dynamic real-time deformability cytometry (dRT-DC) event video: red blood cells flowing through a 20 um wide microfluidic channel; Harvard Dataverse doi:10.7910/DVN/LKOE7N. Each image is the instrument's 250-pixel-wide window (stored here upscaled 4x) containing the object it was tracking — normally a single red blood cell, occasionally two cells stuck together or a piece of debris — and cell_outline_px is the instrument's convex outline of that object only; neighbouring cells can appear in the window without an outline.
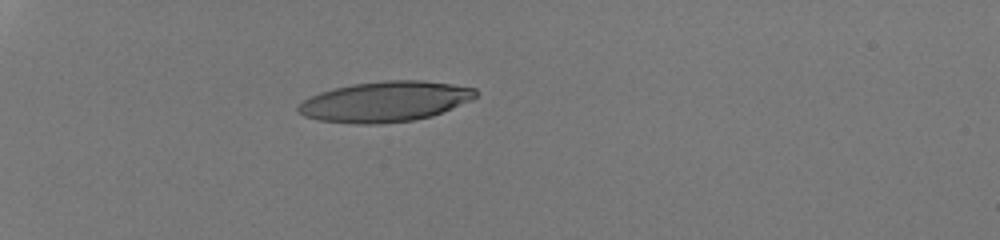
{"species": "human", "species_latin": "Homo sapiens", "temperature_condition": "room temperature", "stored_images_in_passage": 36, "camera_frame_rate_fps": 3000, "um_per_image_px": 0.085, "donor": {"sex": "male"}, "frame": {"image": 1, "passage_image": 1, "time_ms": 0.0, "image_size_px": [1000, 240], "cell_outline_px": [[476, 96], [472, 100], [432, 116], [412, 120], [380, 124], [356, 124], [320, 120], [304, 116], [296, 112], [296, 108], [304, 100], [320, 92], [352, 84], [384, 80], [420, 80], [452, 84], [476, 88]], "centroid_in_image_um": [32.73, 8.63], "position_along_channel_um": 52.3, "area_um2": 41.67}}
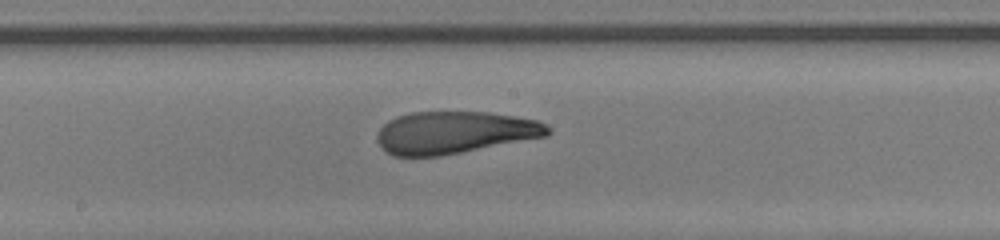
{"frame": {"image": 2, "passage_image": 16, "time_ms": 5.0, "image_size_px": [1000, 240], "cell_outline_px": [[552, 132], [548, 136], [440, 156], [392, 156], [380, 148], [376, 140], [376, 136], [380, 128], [388, 120], [396, 116], [412, 112], [488, 112], [516, 116], [536, 120], [552, 128]], "centroid_in_image_um": [38.62, 11.26], "position_along_channel_um": 209.6, "area_um2": 42.31}}
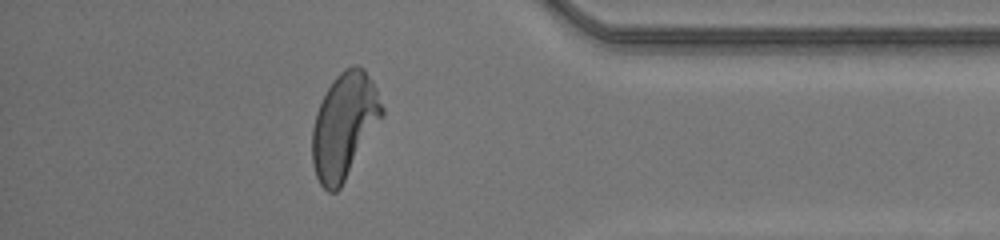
{"frame": {"image": 3, "passage_image": 31, "time_ms": 10.0, "image_size_px": [1000, 240], "cell_outline_px": [[384, 116], [340, 188], [336, 192], [328, 192], [320, 184], [316, 176], [312, 164], [312, 128], [316, 112], [332, 80], [344, 68], [352, 64], [356, 64], [364, 68], [372, 80], [376, 88], [384, 108]], "centroid_in_image_um": [29.27, 10.66], "position_along_channel_um": 405.9, "area_um2": 43.06}, "authors_computed_cell_mechanics": {"area_um2": 42.3385, "velocity_mm_per_s": 4.2057, "shape_relaxation_time_tau1_ms": 5.8272, "shape_relaxation_time_tau2_ms": 1.1095, "deformation_change_tau1": 0.2682, "deformation_change_tau2": 0.0968}}